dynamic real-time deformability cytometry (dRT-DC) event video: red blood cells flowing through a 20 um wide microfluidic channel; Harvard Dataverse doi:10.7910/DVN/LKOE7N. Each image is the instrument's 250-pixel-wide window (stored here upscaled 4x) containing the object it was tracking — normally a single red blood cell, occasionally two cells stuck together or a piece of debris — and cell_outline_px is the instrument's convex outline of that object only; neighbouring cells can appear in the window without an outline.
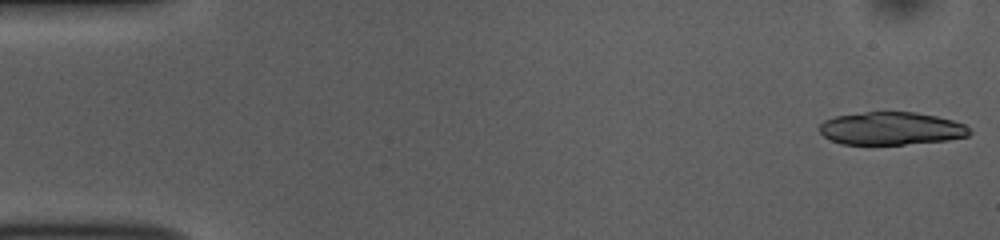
{"species": "common noctule bat (a hibernating species)", "species_latin": "Nyctalus noctula", "temperature_condition": "room temperature", "stored_images_in_passage": 41, "camera_frame_rate_fps": 3000, "um_per_image_px": 0.085, "animal": {"sex": "female", "body_mass_g": 10.0, "forearm_length_mm": 53.1}, "frame": {"image": 1, "passage_image": 1, "time_ms": 0.0, "image_size_px": [1000, 240], "cell_outline_px": [[972, 132], [968, 136], [948, 140], [904, 144], [840, 144], [824, 136], [816, 128], [824, 120], [836, 116], [864, 112], [916, 112], [936, 116], [952, 120], [964, 124]], "centroid_in_image_um": [75.73, 10.92], "position_along_channel_um": 9.3, "area_um2": 28.73}}
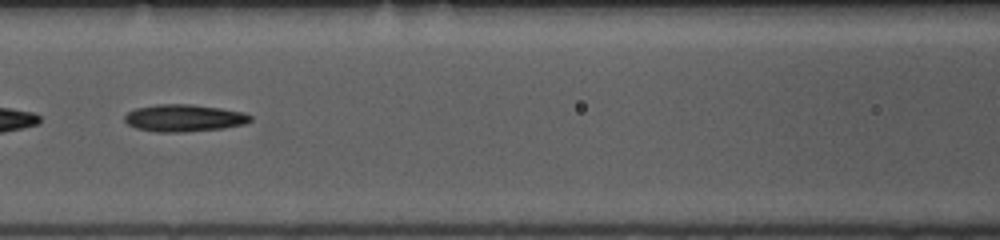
{"frame": {"image": 2, "passage_image": 23, "time_ms": 7.333, "image_size_px": [1000, 240], "cell_outline_px": [[252, 120], [244, 124], [224, 128], [180, 132], [156, 132], [136, 128], [128, 124], [124, 120], [124, 116], [128, 112], [136, 108], [156, 104], [192, 104], [220, 108], [244, 112], [252, 116]], "centroid_in_image_um": [15.64, 10.03], "position_along_channel_um": 151.0, "area_um2": 19.94}}
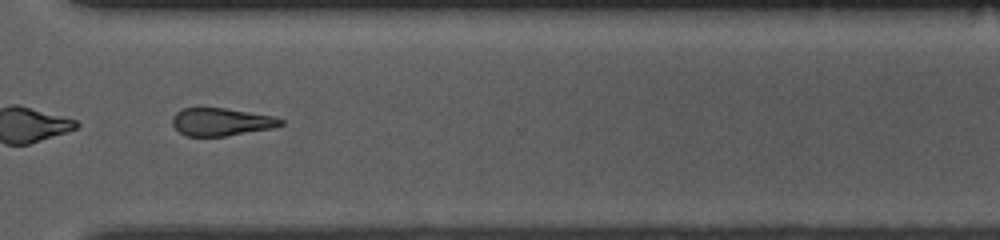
{"frame": {"image": 3, "passage_image": 39, "time_ms": 12.667, "image_size_px": [1000, 240], "cell_outline_px": [[284, 124], [276, 128], [224, 136], [184, 136], [172, 124], [172, 116], [180, 108], [224, 108], [272, 116], [284, 120]], "centroid_in_image_um": [18.8, 10.36], "position_along_channel_um": 351.8, "area_um2": 17.57}, "authors_computed_cell_mechanics": {"area_um2": 19.941, "velocity_mm_per_s": 3.7766, "shape_relaxation_time_tau1_ms": 3.8829, "shape_relaxation_time_tau2_ms": 7.2085, "deformation_change_tau1": 0.1268, "deformation_change_tau2": 0.1858}}